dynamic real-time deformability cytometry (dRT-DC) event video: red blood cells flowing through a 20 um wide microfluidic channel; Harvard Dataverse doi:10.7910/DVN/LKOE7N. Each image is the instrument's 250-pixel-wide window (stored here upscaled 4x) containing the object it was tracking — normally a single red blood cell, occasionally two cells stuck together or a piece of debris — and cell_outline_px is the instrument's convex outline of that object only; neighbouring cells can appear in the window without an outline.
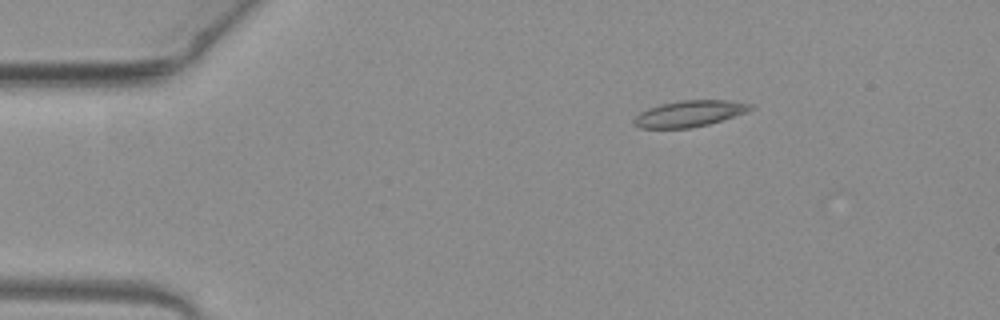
{"species": "common noctule bat (a hibernating species)", "species_latin": "Nyctalus noctula", "temperature_condition": "warm", "stored_images_in_passage": 39, "camera_frame_rate_fps": 3000, "um_per_image_px": 0.085, "animal": {"sex": "female", "body_mass_g": 19.3, "forearm_length_mm": 54.1}, "frame": {"image": 1, "passage_image": 1, "time_ms": 0.0, "image_size_px": [1000, 320], "cell_outline_px": [[756, 108], [748, 112], [708, 124], [692, 128], [640, 128], [632, 120], [640, 112], [648, 108], [660, 104], [680, 100], [732, 100], [756, 104]], "centroid_in_image_um": [58.68, 9.64], "position_along_channel_um": 26.3, "area_um2": 18.03}}
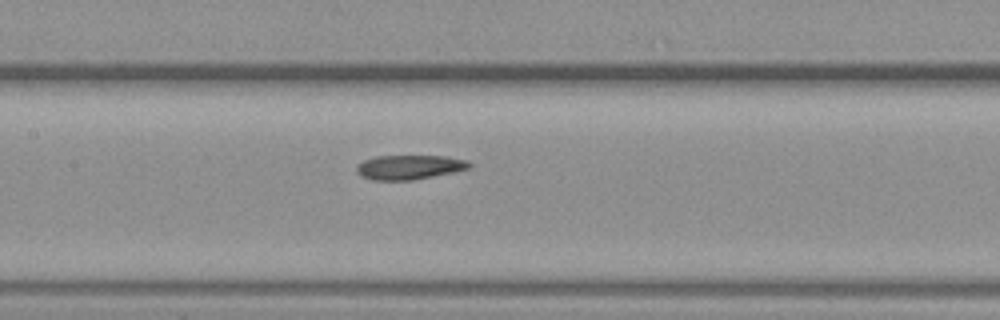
{"frame": {"image": 2, "passage_image": 17, "time_ms": 5.333, "image_size_px": [1000, 320], "cell_outline_px": [[472, 164], [468, 168], [452, 172], [412, 180], [372, 180], [360, 176], [356, 172], [356, 164], [364, 160], [376, 156], [444, 156], [464, 160]], "centroid_in_image_um": [34.7, 14.21], "position_along_channel_um": 172.7, "area_um2": 15.9}}
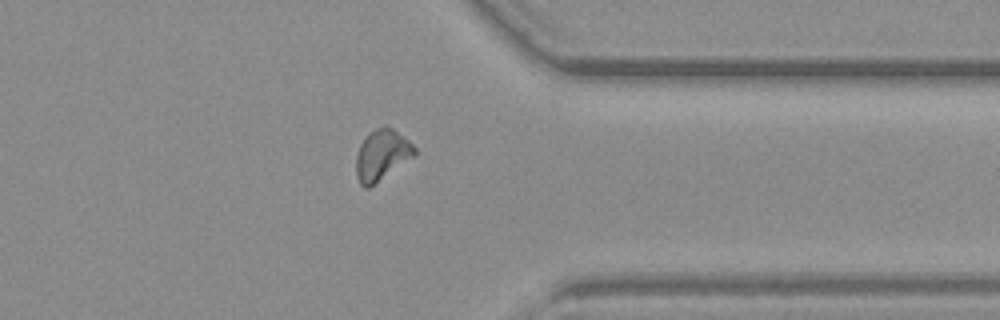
{"frame": {"image": 3, "passage_image": 33, "time_ms": 10.667, "image_size_px": [1000, 320], "cell_outline_px": [[416, 152], [412, 156], [368, 188], [364, 188], [360, 184], [356, 176], [356, 156], [360, 144], [368, 132], [384, 124], [392, 128], [408, 140], [416, 148]], "centroid_in_image_um": [32.4, 13.14], "position_along_channel_um": 379.0, "area_um2": 16.94}, "authors_computed_cell_mechanics": {"area_um2": 16.5308, "velocity_mm_per_s": 4.0193, "shape_relaxation_time_tau1_ms": null, "shape_relaxation_time_tau2_ms": 3.2417, "deformation_change_tau1": null, "deformation_change_tau2": 0.0818}}